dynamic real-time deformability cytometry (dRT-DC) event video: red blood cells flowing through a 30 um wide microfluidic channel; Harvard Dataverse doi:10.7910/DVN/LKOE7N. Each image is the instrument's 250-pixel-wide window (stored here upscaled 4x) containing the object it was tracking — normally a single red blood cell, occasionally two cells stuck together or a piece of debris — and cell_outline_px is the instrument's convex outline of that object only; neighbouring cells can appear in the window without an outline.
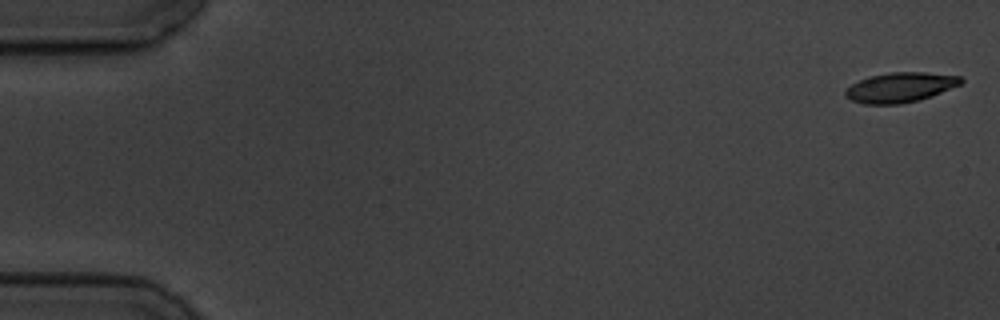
{"species": "common noctule bat (a hibernating species)", "species_latin": "Nyctalus noctula", "temperature_condition": "cold", "stored_images_in_passage": 5, "camera_frame_rate_fps": 3000, "um_per_image_px": 0.085, "animal": {"sex": "male", "body_mass_g": 19.5, "forearm_length_mm": 54.6}, "frame": {"image": 1, "passage_image": 1, "time_ms": 0.0, "image_size_px": [1000, 320], "cell_outline_px": [[964, 80], [960, 84], [932, 96], [920, 100], [900, 104], [864, 104], [852, 100], [844, 96], [844, 92], [852, 84], [860, 80], [872, 76], [888, 72], [924, 72], [960, 76]], "centroid_in_image_um": [76.52, 7.43], "position_along_channel_um": 8.5, "area_um2": 20.0}}
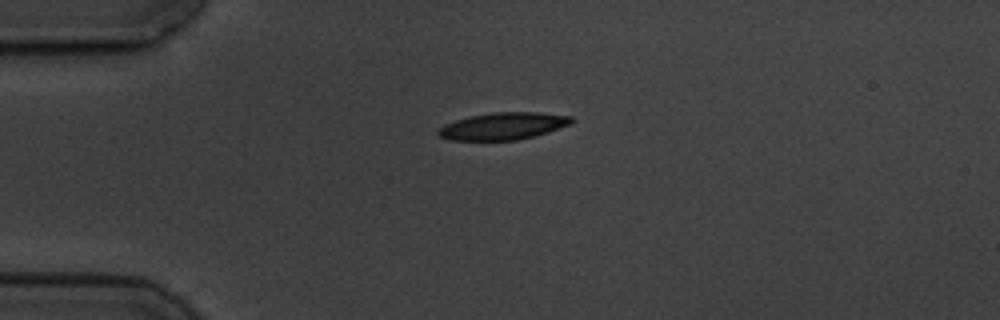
{"frame": {"image": 2, "passage_image": 4, "time_ms": 4.333, "image_size_px": [1000, 320], "cell_outline_px": [[576, 120], [572, 124], [548, 132], [516, 140], [448, 140], [440, 136], [436, 132], [444, 124], [468, 116], [492, 112], [540, 112], [572, 116]], "centroid_in_image_um": [42.79, 10.7], "position_along_channel_um": 42.2, "area_um2": 21.21}}